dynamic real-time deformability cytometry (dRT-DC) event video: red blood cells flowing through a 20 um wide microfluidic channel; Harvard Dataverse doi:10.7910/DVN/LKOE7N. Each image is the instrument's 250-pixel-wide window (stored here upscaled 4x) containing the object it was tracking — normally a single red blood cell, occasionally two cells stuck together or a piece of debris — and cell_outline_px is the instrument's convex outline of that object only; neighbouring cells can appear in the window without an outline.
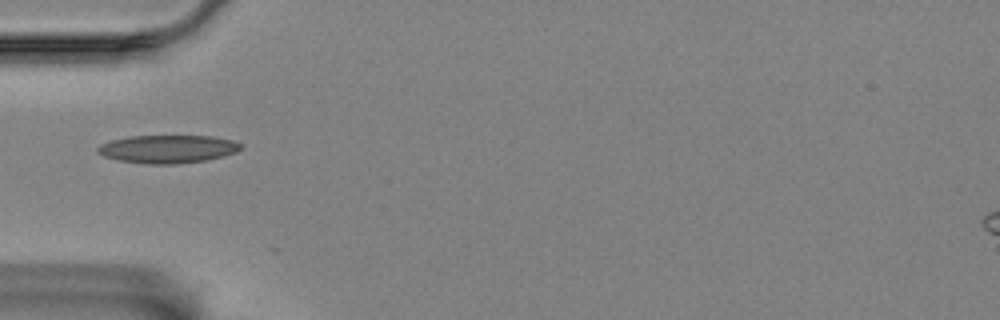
{"species": "Egyptian fruit bat (a non-hibernating species)", "species_latin": "Rousettus aegyptiacus", "temperature_condition": "room temperature", "stored_images_in_passage": 40, "camera_frame_rate_fps": 3000, "um_per_image_px": 0.085, "animal": {"sex": "female"}, "frame": {"image": 1, "passage_image": 1, "time_ms": 0.0, "image_size_px": [1000, 320], "cell_outline_px": [[240, 148], [236, 152], [224, 156], [204, 160], [176, 164], [148, 164], [120, 160], [104, 156], [96, 152], [96, 148], [100, 144], [112, 140], [128, 136], [212, 136], [232, 140], [240, 144]], "centroid_in_image_um": [14.22, 12.66], "position_along_channel_um": 70.8, "area_um2": 23.24}}
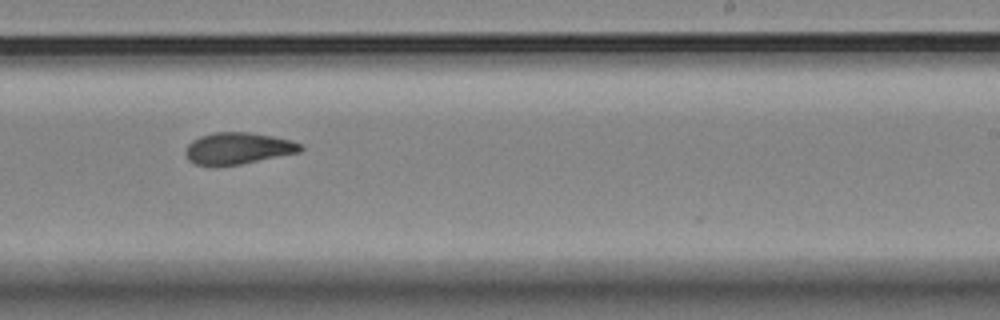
{"frame": {"image": 2, "passage_image": 18, "time_ms": 5.667, "image_size_px": [1000, 320], "cell_outline_px": [[304, 148], [300, 152], [240, 164], [216, 168], [212, 168], [196, 164], [188, 160], [184, 152], [188, 144], [192, 140], [200, 136], [212, 132], [248, 132], [272, 136], [292, 140], [300, 144]], "centroid_in_image_um": [20.17, 12.63], "position_along_channel_um": 268.8, "area_um2": 21.62}}
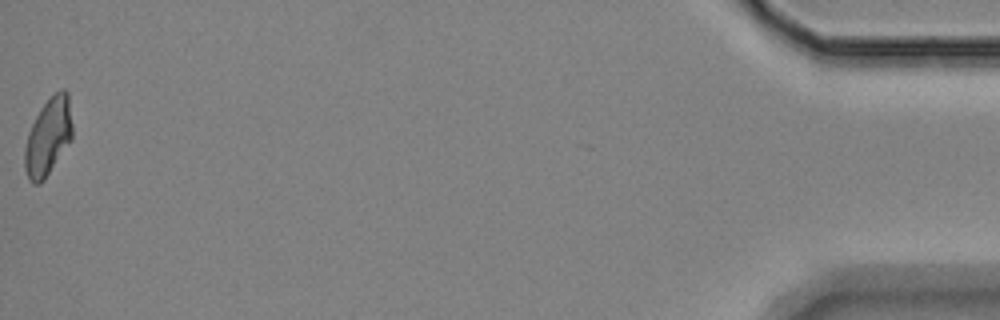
{"frame": {"image": 3, "passage_image": 40, "time_ms": 13.0, "image_size_px": [1000, 320], "cell_outline_px": [[72, 140], [44, 180], [40, 184], [32, 184], [28, 180], [24, 168], [24, 148], [28, 132], [40, 108], [60, 88], [64, 88], [68, 92], [72, 124]], "centroid_in_image_um": [4.09, 11.65], "position_along_channel_um": 431.1, "area_um2": 21.68}, "authors_computed_cell_mechanics": {"area_um2": 21.2704, "velocity_mm_per_s": 3.479, "shape_relaxation_time_tau1_ms": 10.9824, "shape_relaxation_time_tau2_ms": 3.4025, "deformation_change_tau1": 0.2505, "deformation_change_tau2": 0.0969}}